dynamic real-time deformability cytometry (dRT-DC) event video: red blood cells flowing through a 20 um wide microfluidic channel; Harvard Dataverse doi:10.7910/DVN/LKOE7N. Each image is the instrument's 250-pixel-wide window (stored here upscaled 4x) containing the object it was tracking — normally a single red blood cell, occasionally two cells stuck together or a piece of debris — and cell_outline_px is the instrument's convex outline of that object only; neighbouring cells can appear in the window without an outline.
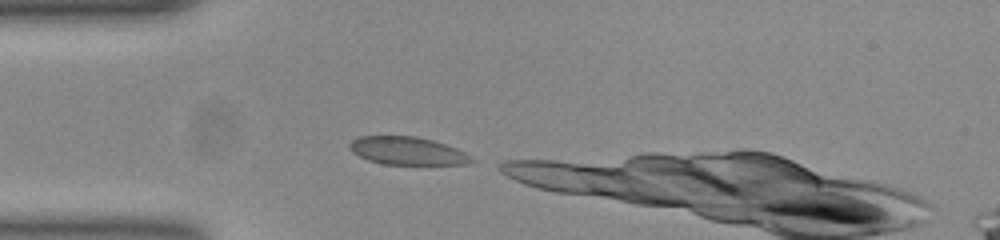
{"species": "common noctule bat (a hibernating species)", "species_latin": "Nyctalus noctula", "temperature_condition": "room temperature", "stored_images_in_passage": 6, "camera_frame_rate_fps": 3000, "um_per_image_px": 0.085, "animal": {"sex": "female", "body_mass_g": 23.0, "forearm_length_mm": 53.4}, "frame": {"image": 1, "passage_image": 1, "time_ms": 0.0, "image_size_px": [1000, 240], "cell_outline_px": [[476, 160], [468, 164], [384, 164], [368, 160], [352, 152], [348, 148], [348, 144], [352, 140], [360, 136], [416, 136], [432, 140], [456, 148], [472, 156]], "centroid_in_image_um": [34.62, 12.82], "position_along_channel_um": 50.4, "area_um2": 19.83}}
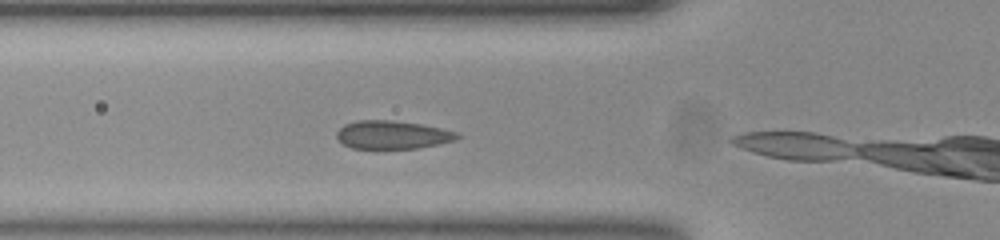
{"frame": {"image": 2, "passage_image": 5, "time_ms": 1.333, "image_size_px": [1000, 240], "cell_outline_px": [[464, 136], [456, 140], [416, 148], [352, 148], [344, 144], [336, 136], [336, 132], [344, 124], [356, 120], [388, 120], [420, 124], [440, 128], [456, 132]], "centroid_in_image_um": [33.36, 11.45], "position_along_channel_um": 92.4, "area_um2": 19.65}}